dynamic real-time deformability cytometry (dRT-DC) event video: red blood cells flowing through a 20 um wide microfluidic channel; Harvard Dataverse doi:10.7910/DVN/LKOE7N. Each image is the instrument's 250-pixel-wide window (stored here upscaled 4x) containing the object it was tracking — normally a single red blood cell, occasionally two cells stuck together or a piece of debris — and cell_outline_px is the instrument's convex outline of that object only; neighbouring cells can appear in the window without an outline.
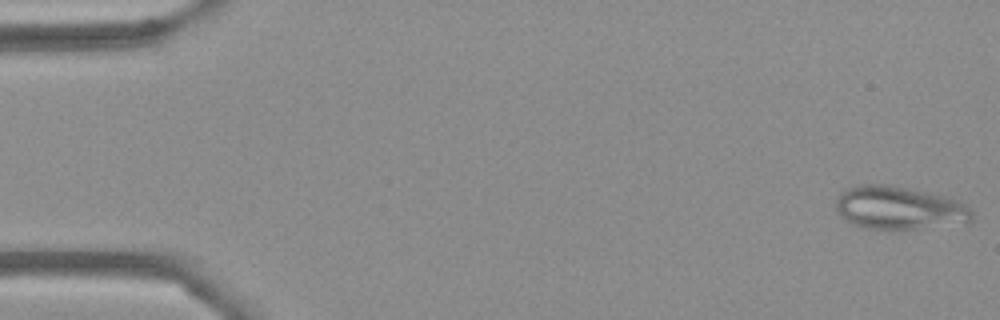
{"species": "Egyptian fruit bat (a non-hibernating species)", "species_latin": "Rousettus aegyptiacus", "temperature_condition": "cold", "stored_images_in_passage": 10, "camera_frame_rate_fps": 3000, "um_per_image_px": 0.085, "frame": {"image": 1, "passage_image": 1, "time_ms": 0.0, "image_size_px": [1000, 320], "cell_outline_px": [[972, 220], [968, 224], [916, 228], [864, 228], [852, 224], [836, 212], [836, 200], [840, 192], [844, 188], [860, 184], [888, 184], [948, 196], [960, 200], [972, 212]], "centroid_in_image_um": [76.44, 17.65], "position_along_channel_um": 8.6, "area_um2": 34.51}}